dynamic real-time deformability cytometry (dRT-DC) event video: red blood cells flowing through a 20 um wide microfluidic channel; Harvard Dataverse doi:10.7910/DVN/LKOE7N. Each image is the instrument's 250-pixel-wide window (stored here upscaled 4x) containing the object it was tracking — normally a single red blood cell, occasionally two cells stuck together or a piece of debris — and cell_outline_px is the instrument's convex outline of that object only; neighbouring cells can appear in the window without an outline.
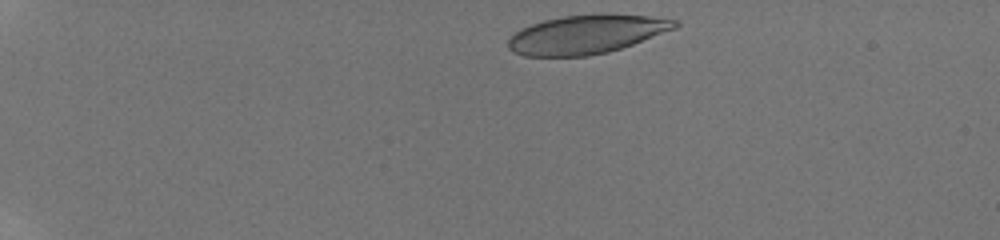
{"species": "human", "species_latin": "Homo sapiens", "temperature_condition": "room temperature", "stored_images_in_passage": 16, "camera_frame_rate_fps": 3000, "um_per_image_px": 0.085, "donor": {"sex": "male"}, "frame": {"image": 1, "passage_image": 1, "time_ms": 0.0, "image_size_px": [1000, 240], "cell_outline_px": [[680, 24], [676, 28], [632, 44], [608, 52], [588, 56], [524, 56], [512, 52], [508, 48], [508, 40], [520, 28], [544, 20], [564, 16], [648, 16], [680, 20]], "centroid_in_image_um": [49.81, 2.96], "position_along_channel_um": 35.2, "area_um2": 36.76}}
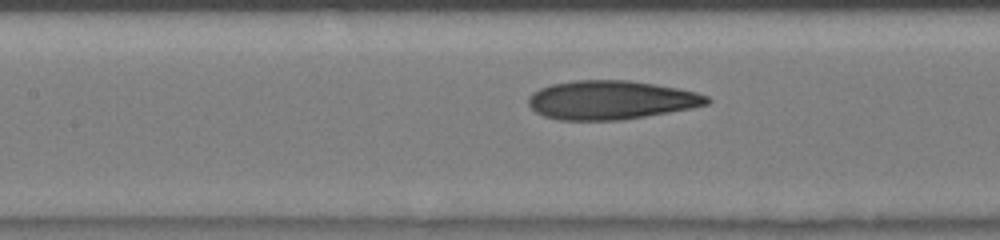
{"frame": {"image": 2, "passage_image": 13, "time_ms": 5.333, "image_size_px": [1000, 240], "cell_outline_px": [[712, 100], [708, 104], [692, 108], [624, 120], [560, 120], [544, 116], [536, 112], [528, 104], [528, 96], [532, 92], [540, 88], [552, 84], [572, 80], [628, 80], [680, 88], [696, 92], [708, 96]], "centroid_in_image_um": [51.94, 8.5], "position_along_channel_um": 155.5, "area_um2": 40.63}}
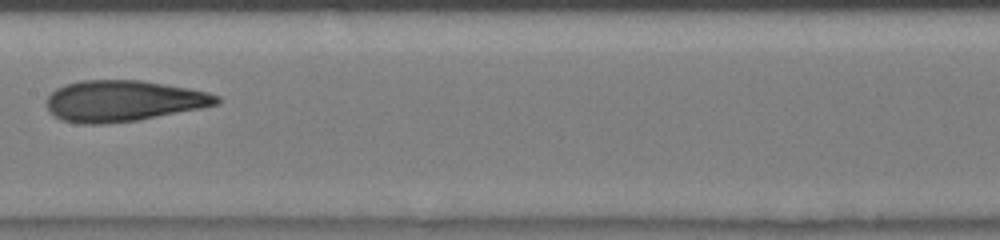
{"frame": {"image": 3, "passage_image": 15, "time_ms": 6.333, "image_size_px": [1000, 240], "cell_outline_px": [[220, 104], [200, 108], [136, 120], [104, 124], [84, 124], [60, 120], [48, 108], [48, 96], [56, 88], [80, 80], [140, 80], [188, 88], [208, 92], [220, 96]], "centroid_in_image_um": [10.49, 8.57], "position_along_channel_um": 196.9, "area_um2": 40.34}}